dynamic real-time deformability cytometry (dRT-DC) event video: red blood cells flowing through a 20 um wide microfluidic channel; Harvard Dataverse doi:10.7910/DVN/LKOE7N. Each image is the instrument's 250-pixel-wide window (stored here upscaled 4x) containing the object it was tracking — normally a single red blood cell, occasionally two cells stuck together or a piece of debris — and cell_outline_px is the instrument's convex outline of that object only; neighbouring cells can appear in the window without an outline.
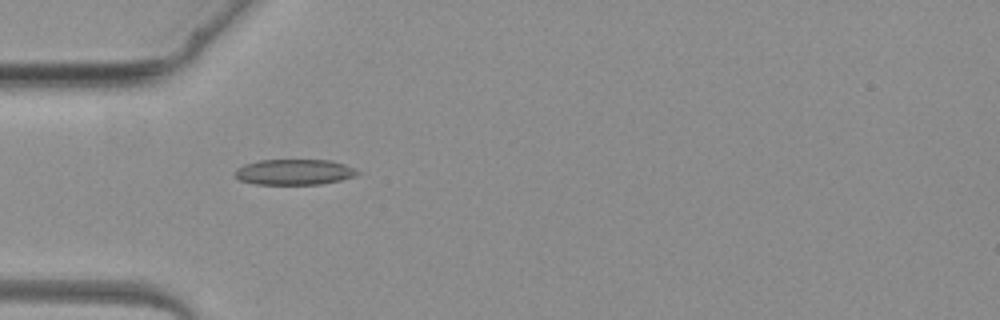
{"species": "common noctule bat (a hibernating species)", "species_latin": "Nyctalus noctula", "temperature_condition": "warm", "stored_images_in_passage": 5, "camera_frame_rate_fps": 3000, "um_per_image_px": 0.085, "animal": {"sex": "female", "body_mass_g": 19.3, "forearm_length_mm": 54.1}, "frame": {"image": 1, "passage_image": 4, "time_ms": 3.667, "image_size_px": [1000, 320], "cell_outline_px": [[360, 172], [352, 176], [340, 180], [320, 184], [256, 184], [240, 180], [236, 176], [236, 168], [244, 164], [260, 160], [332, 160], [356, 168]], "centroid_in_image_um": [25.02, 14.61], "position_along_channel_um": 60.0, "area_um2": 18.15}}
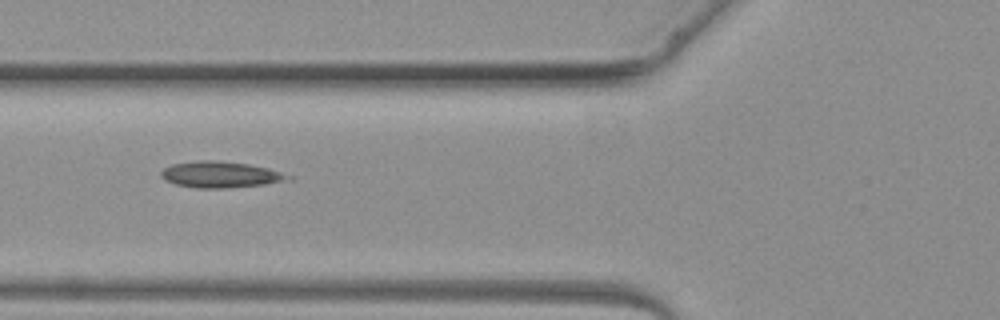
{"frame": {"image": 2, "passage_image": 5, "time_ms": 4.667, "image_size_px": [1000, 320], "cell_outline_px": [[296, 180], [264, 184], [228, 188], [196, 188], [176, 184], [164, 180], [160, 176], [160, 172], [164, 168], [172, 164], [200, 160], [212, 160], [248, 164], [268, 168], [292, 176]], "centroid_in_image_um": [18.76, 14.85], "position_along_channel_um": 107.0, "area_um2": 19.48}}